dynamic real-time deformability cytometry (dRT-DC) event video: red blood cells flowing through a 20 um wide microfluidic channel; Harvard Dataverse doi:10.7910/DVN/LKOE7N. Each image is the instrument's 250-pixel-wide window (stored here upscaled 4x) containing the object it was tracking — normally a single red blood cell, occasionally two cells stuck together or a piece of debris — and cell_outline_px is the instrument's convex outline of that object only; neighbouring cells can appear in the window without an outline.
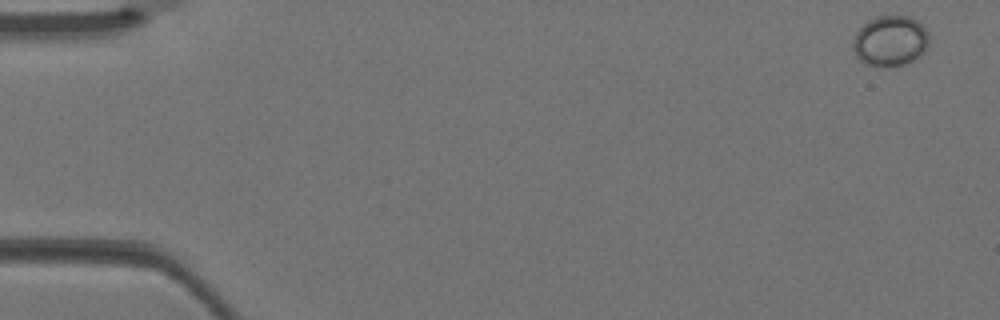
{"species": "Egyptian fruit bat (a non-hibernating species)", "species_latin": "Rousettus aegyptiacus", "temperature_condition": "warm", "stored_images_in_passage": 4, "camera_frame_rate_fps": 3000, "um_per_image_px": 0.085, "animal": {"sex": "female"}, "frame": {"image": 1, "passage_image": 1, "time_ms": 0.0, "image_size_px": [1000, 320], "cell_outline_px": [[928, 44], [924, 52], [920, 56], [904, 64], [864, 64], [856, 56], [852, 48], [852, 40], [856, 32], [868, 20], [876, 16], [912, 16], [928, 32]], "centroid_in_image_um": [75.65, 3.44], "position_along_channel_um": 9.3, "area_um2": 22.08}}
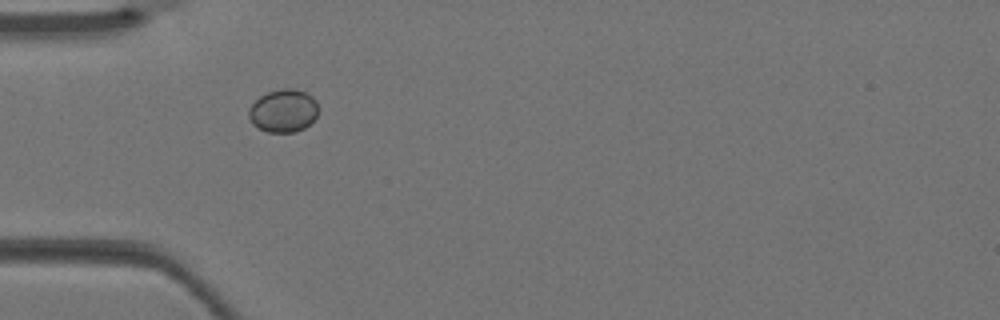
{"frame": {"image": 2, "passage_image": 4, "time_ms": 1.0, "image_size_px": [1000, 320], "cell_outline_px": [[320, 108], [316, 116], [304, 128], [296, 132], [268, 132], [252, 124], [248, 116], [248, 108], [260, 96], [268, 92], [280, 88], [292, 88], [304, 92], [312, 96]], "centroid_in_image_um": [24.08, 9.41], "position_along_channel_um": 60.9, "area_um2": 17.46}}